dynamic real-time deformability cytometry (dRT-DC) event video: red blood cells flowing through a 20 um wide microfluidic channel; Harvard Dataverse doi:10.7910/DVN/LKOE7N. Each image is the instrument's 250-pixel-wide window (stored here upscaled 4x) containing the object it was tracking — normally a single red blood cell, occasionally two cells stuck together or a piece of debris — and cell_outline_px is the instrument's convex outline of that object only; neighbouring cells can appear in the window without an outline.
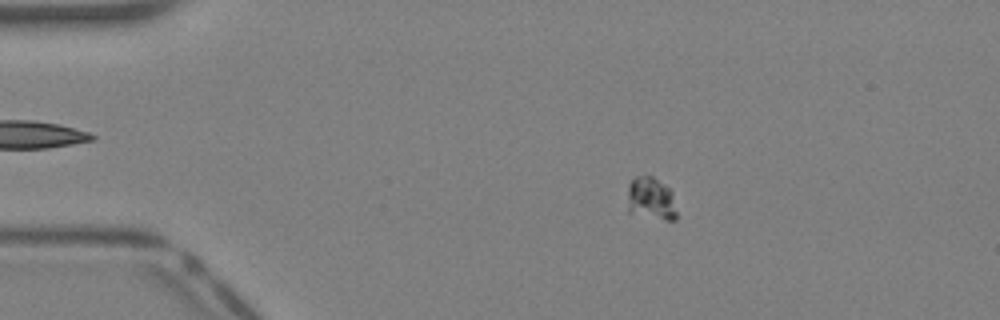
{"species": "Egyptian fruit bat (a non-hibernating species)", "species_latin": "Rousettus aegyptiacus", "temperature_condition": "warm", "stored_images_in_passage": 41, "camera_frame_rate_fps": 3000, "um_per_image_px": 0.085, "animal": {"sex": "female"}, "frame": {"image": 1, "passage_image": 8, "time_ms": 2.333, "image_size_px": [1000, 320], "cell_outline_px": [[676, 220], [664, 220], [628, 212], [628, 184], [636, 176], [652, 176], [664, 184], [672, 192], [676, 212]], "centroid_in_image_um": [55.33, 16.89], "position_along_channel_um": 29.7, "area_um2": 12.2}}
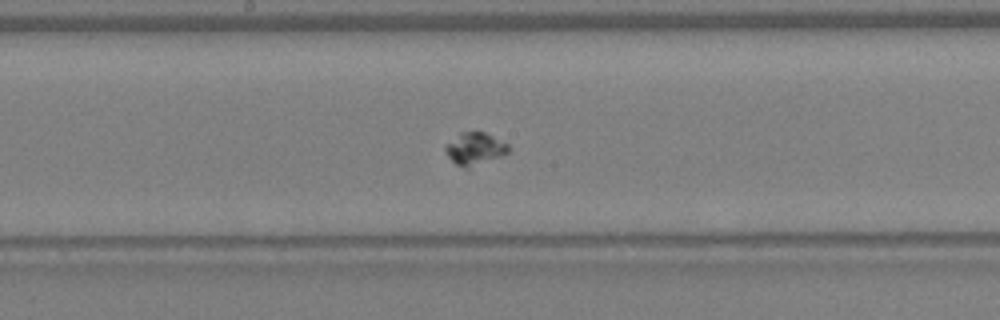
{"frame": {"image": 2, "passage_image": 22, "time_ms": 7.0, "image_size_px": [1000, 320], "cell_outline_px": [[508, 152], [468, 168], [464, 168], [456, 164], [448, 156], [444, 148], [444, 144], [460, 132], [484, 132], [508, 144]], "centroid_in_image_um": [40.3, 12.62], "position_along_channel_um": 207.9, "area_um2": 11.56}}
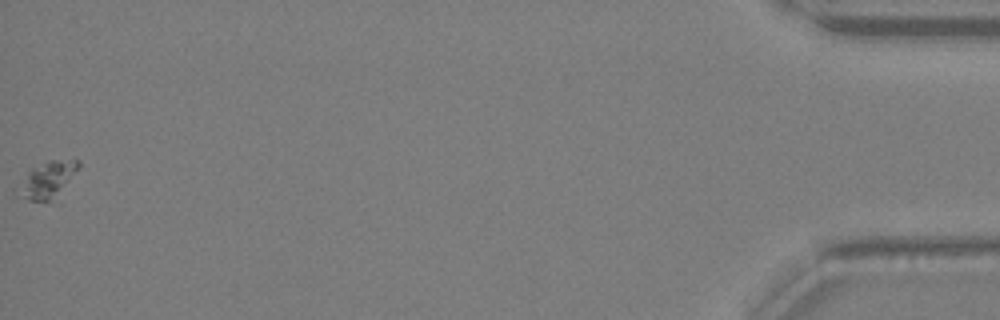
{"frame": {"image": 3, "passage_image": 41, "time_ms": 13.333, "image_size_px": [1000, 320], "cell_outline_px": [[80, 168], [52, 200], [28, 200], [28, 172], [32, 168], [52, 160], [80, 160]], "centroid_in_image_um": [4.29, 15.18], "position_along_channel_um": 430.9, "area_um2": 10.92}}